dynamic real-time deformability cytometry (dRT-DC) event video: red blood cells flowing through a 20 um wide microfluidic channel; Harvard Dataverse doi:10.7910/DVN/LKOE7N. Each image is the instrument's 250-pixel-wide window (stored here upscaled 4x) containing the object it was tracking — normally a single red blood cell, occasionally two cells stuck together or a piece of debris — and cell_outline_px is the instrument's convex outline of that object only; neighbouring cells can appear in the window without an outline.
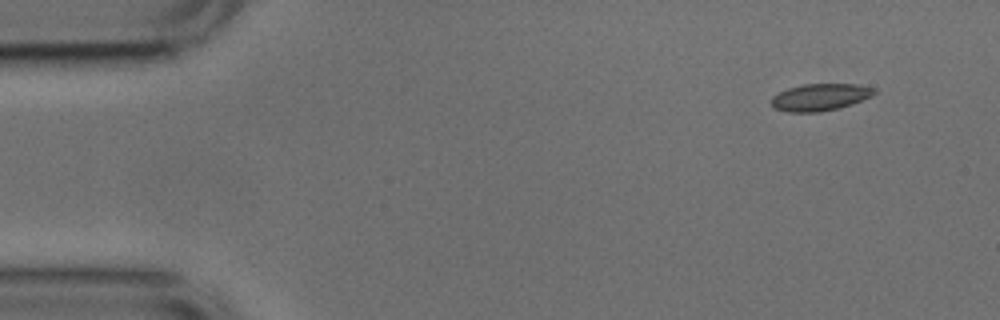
{"species": "common noctule bat (a hibernating species)", "species_latin": "Nyctalus noctula", "temperature_condition": "cold", "stored_images_in_passage": 8, "camera_frame_rate_fps": 3000, "um_per_image_px": 0.085, "animal": {"sex": "male", "body_mass_g": 17.9, "forearm_length_mm": 54.2}, "frame": {"image": 1, "passage_image": 1, "time_ms": 0.0, "image_size_px": [1000, 320], "cell_outline_px": [[876, 92], [872, 96], [852, 104], [820, 112], [788, 112], [776, 108], [772, 104], [772, 96], [788, 88], [804, 84], [856, 84], [876, 88]], "centroid_in_image_um": [69.74, 8.25], "position_along_channel_um": 15.3, "area_um2": 16.07}}
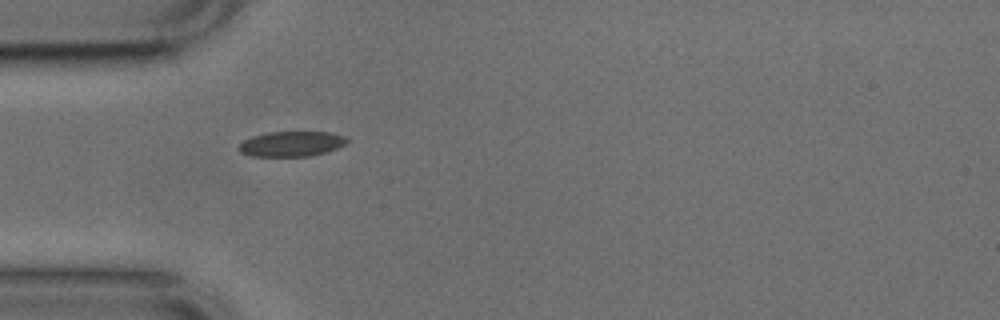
{"frame": {"image": 2, "passage_image": 4, "time_ms": 1.0, "image_size_px": [1000, 320], "cell_outline_px": [[348, 140], [344, 144], [336, 148], [324, 152], [308, 156], [252, 156], [240, 152], [236, 148], [244, 140], [252, 136], [268, 132], [328, 132], [344, 136]], "centroid_in_image_um": [24.72, 12.22], "position_along_channel_um": 60.3, "area_um2": 15.66}}
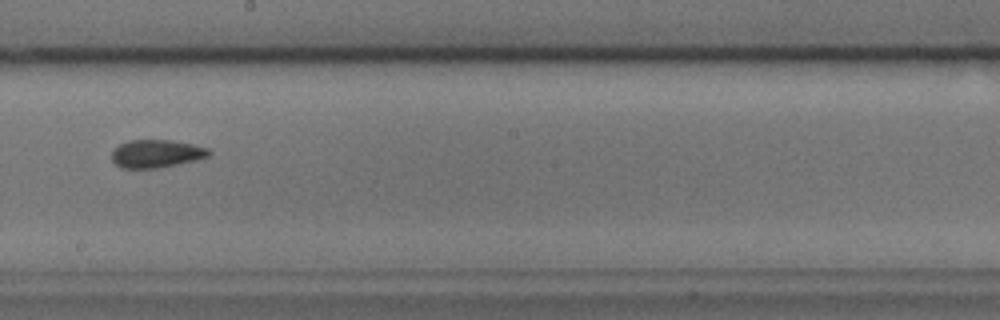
{"frame": {"image": 3, "passage_image": 8, "time_ms": 2.333, "image_size_px": [1000, 320], "cell_outline_px": [[212, 152], [208, 156], [196, 160], [156, 168], [120, 168], [112, 160], [112, 148], [128, 140], [172, 140], [192, 144], [208, 148]], "centroid_in_image_um": [13.26, 13.05], "position_along_channel_um": 234.9, "area_um2": 15.84}}